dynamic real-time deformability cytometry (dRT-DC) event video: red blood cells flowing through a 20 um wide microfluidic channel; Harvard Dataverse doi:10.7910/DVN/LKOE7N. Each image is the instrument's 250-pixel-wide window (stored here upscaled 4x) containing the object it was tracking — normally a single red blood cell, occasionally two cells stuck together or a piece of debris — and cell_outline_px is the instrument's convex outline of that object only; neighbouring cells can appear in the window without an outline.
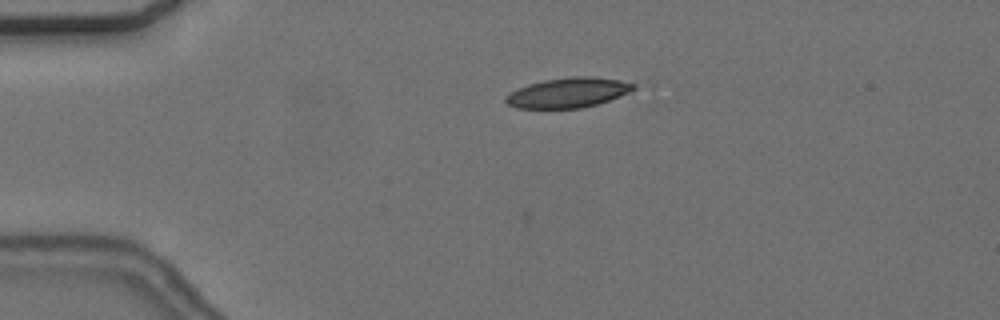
{"species": "common noctule bat (a hibernating species)", "species_latin": "Nyctalus noctula", "temperature_condition": "cold", "stored_images_in_passage": 3, "camera_frame_rate_fps": 3000, "um_per_image_px": 0.085, "animal": {"sex": "female", "body_mass_g": 24.6, "forearm_length_mm": 56.2}, "frame": {"image": 1, "passage_image": 3, "time_ms": 0.667, "image_size_px": [1000, 320], "cell_outline_px": [[636, 88], [628, 92], [608, 100], [596, 104], [580, 108], [516, 108], [508, 104], [504, 100], [504, 96], [528, 84], [544, 80], [572, 76], [592, 76], [620, 80], [636, 84]], "centroid_in_image_um": [48.28, 7.87], "position_along_channel_um": 36.7, "area_um2": 22.08}}